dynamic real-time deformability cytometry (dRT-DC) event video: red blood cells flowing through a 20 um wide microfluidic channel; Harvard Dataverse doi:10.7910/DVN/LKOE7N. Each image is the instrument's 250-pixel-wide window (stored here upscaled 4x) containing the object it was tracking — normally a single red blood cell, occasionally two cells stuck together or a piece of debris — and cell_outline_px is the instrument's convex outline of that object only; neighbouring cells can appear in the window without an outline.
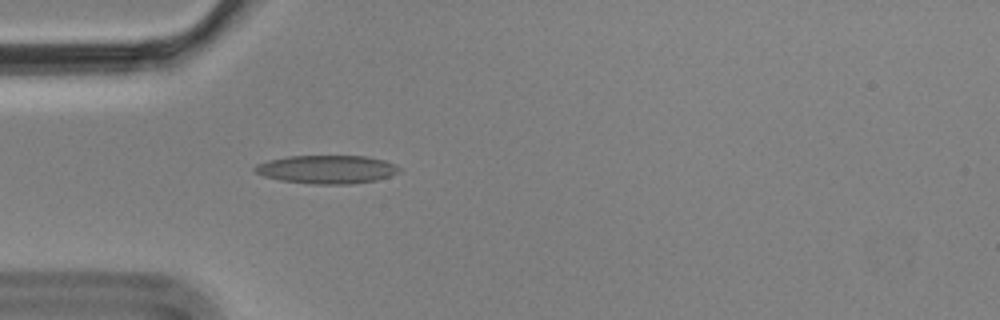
{"species": "Egyptian fruit bat (a non-hibernating species)", "species_latin": "Rousettus aegyptiacus", "temperature_condition": "cold", "stored_images_in_passage": 3, "camera_frame_rate_fps": 3000, "um_per_image_px": 0.085, "animal": {"sex": "male"}, "frame": {"image": 1, "passage_image": 3, "time_ms": 0.667, "image_size_px": [1000, 320], "cell_outline_px": [[400, 172], [376, 180], [352, 184], [308, 184], [280, 180], [264, 176], [256, 172], [252, 168], [256, 164], [268, 160], [288, 156], [364, 156], [384, 160], [396, 164], [400, 168]], "centroid_in_image_um": [27.77, 14.4], "position_along_channel_um": 57.2, "area_um2": 23.93}}